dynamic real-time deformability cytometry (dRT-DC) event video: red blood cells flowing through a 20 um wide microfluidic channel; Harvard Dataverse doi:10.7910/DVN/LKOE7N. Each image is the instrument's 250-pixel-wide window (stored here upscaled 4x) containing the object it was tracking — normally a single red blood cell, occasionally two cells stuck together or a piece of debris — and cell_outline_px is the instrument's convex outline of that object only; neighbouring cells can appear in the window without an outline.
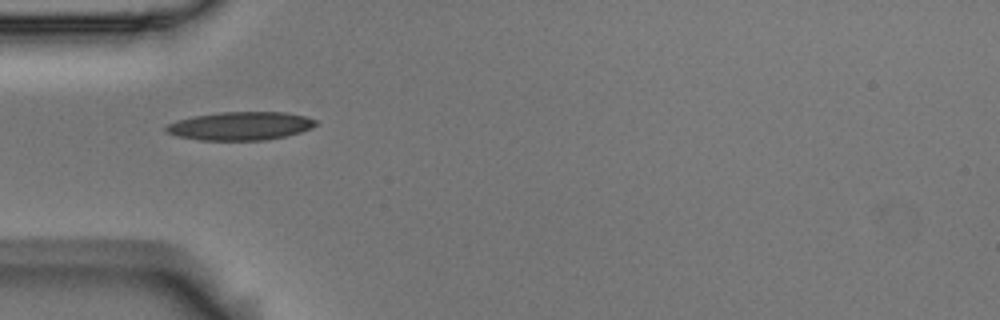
{"species": "Egyptian fruit bat (a non-hibernating species)", "species_latin": "Rousettus aegyptiacus", "temperature_condition": "room temperature", "stored_images_in_passage": 7, "camera_frame_rate_fps": 3000, "um_per_image_px": 0.085, "animal": {"sex": "male"}, "frame": {"image": 1, "passage_image": 1, "time_ms": 0.0, "image_size_px": [1000, 320], "cell_outline_px": [[316, 124], [312, 128], [300, 132], [284, 136], [264, 140], [200, 140], [180, 136], [168, 132], [164, 128], [168, 124], [176, 120], [196, 116], [220, 112], [284, 112], [304, 116], [316, 120]], "centroid_in_image_um": [20.44, 10.7], "position_along_channel_um": 64.6, "area_um2": 24.39}}
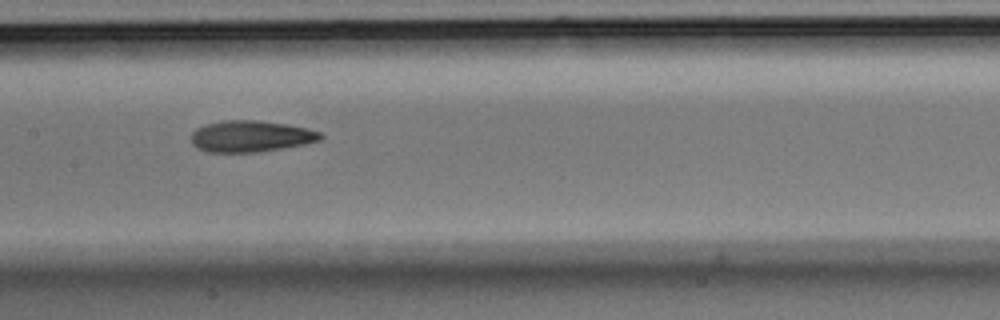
{"frame": {"image": 2, "passage_image": 4, "time_ms": 1.0, "image_size_px": [1000, 320], "cell_outline_px": [[324, 136], [320, 140], [304, 144], [256, 152], [208, 152], [196, 148], [192, 144], [192, 132], [196, 128], [208, 124], [224, 120], [256, 120], [284, 124], [308, 128], [320, 132]], "centroid_in_image_um": [21.3, 11.58], "position_along_channel_um": 186.1, "area_um2": 23.47}}
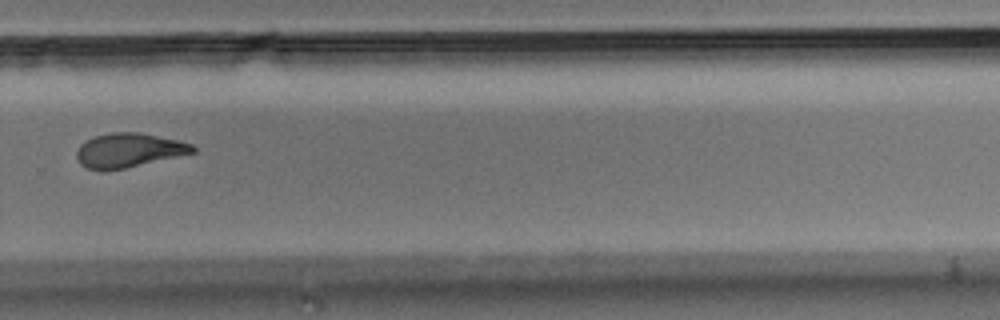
{"frame": {"image": 3, "passage_image": 7, "time_ms": 2.0, "image_size_px": [1000, 320], "cell_outline_px": [[196, 152], [124, 168], [88, 168], [80, 164], [76, 156], [76, 152], [80, 144], [96, 136], [112, 132], [140, 132], [176, 140], [192, 144], [196, 148]], "centroid_in_image_um": [10.96, 12.74], "position_along_channel_um": 318.8, "area_um2": 22.48}}